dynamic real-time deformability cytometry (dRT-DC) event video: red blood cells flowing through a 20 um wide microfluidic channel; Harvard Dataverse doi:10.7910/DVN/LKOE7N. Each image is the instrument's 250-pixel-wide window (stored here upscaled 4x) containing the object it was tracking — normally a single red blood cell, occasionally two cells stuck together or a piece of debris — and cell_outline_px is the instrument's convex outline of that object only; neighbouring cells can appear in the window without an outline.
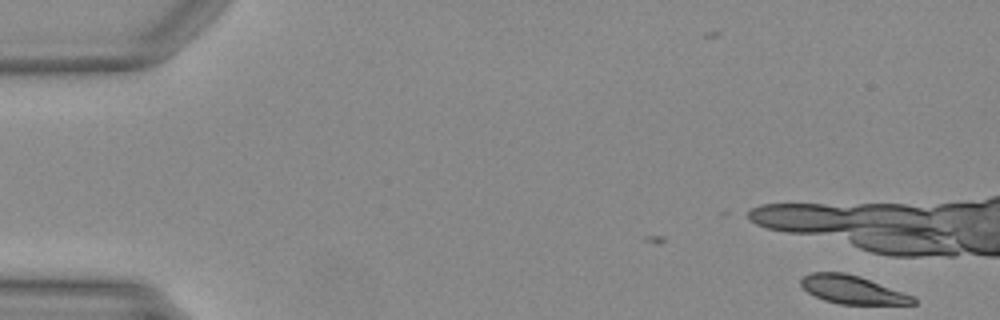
{"species": "Egyptian fruit bat (a non-hibernating species)", "species_latin": "Rousettus aegyptiacus", "temperature_condition": "warm", "stored_images_in_passage": 5, "camera_frame_rate_fps": 3000, "um_per_image_px": 0.085, "animal": {"sex": "female"}, "frame": {"image": 1, "passage_image": 5, "time_ms": 1.333, "image_size_px": [1000, 320], "cell_outline_px": [[916, 304], [840, 304], [824, 300], [808, 292], [800, 284], [800, 280], [804, 276], [812, 272], [844, 272], [860, 276], [916, 296]], "centroid_in_image_um": [72.5, 24.62], "position_along_channel_um": 12.5, "area_um2": 18.55}}